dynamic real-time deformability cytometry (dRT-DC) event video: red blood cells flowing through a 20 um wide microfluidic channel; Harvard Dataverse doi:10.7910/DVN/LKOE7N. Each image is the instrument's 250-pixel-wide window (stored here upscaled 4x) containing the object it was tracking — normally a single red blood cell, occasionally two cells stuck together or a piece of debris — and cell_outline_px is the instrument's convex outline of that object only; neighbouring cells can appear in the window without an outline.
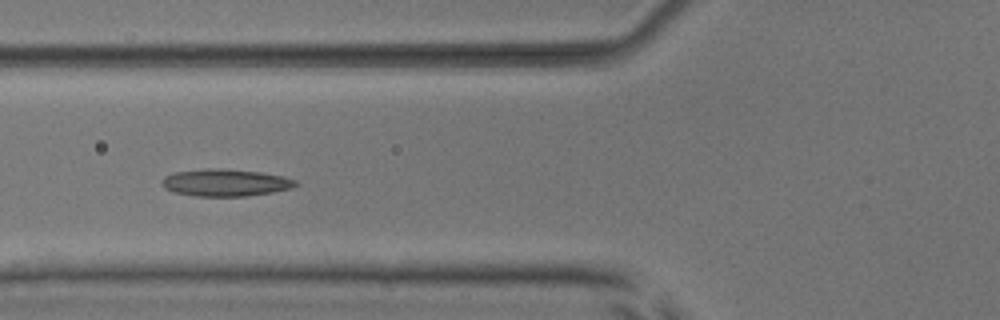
{"species": "common noctule bat (a hibernating species)", "species_latin": "Nyctalus noctula", "temperature_condition": "room temperature", "stored_images_in_passage": 8, "camera_frame_rate_fps": 3000, "um_per_image_px": 0.085, "animal": {"sex": "male", "body_mass_g": 17.9, "forearm_length_mm": 54.2}, "frame": {"image": 1, "passage_image": 5, "time_ms": 5.333, "image_size_px": [1000, 320], "cell_outline_px": [[300, 184], [292, 188], [272, 192], [244, 196], [196, 196], [176, 192], [164, 188], [160, 184], [160, 180], [164, 176], [172, 172], [204, 168], [220, 168], [260, 172], [284, 176], [296, 180]], "centroid_in_image_um": [19.14, 15.51], "position_along_channel_um": 106.7, "area_um2": 21.39}}
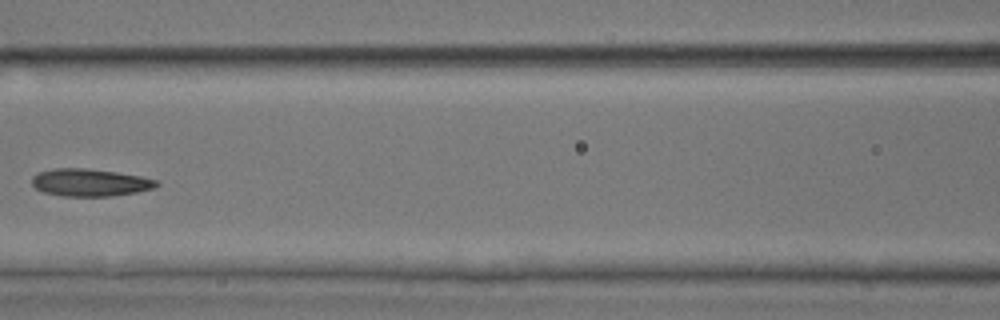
{"frame": {"image": 2, "passage_image": 6, "time_ms": 6.667, "image_size_px": [1000, 320], "cell_outline_px": [[160, 184], [152, 188], [136, 192], [112, 196], [60, 196], [44, 192], [36, 188], [32, 184], [32, 176], [36, 172], [52, 168], [84, 168], [116, 172], [140, 176], [156, 180]], "centroid_in_image_um": [7.59, 15.51], "position_along_channel_um": 159.0, "area_um2": 19.94}}